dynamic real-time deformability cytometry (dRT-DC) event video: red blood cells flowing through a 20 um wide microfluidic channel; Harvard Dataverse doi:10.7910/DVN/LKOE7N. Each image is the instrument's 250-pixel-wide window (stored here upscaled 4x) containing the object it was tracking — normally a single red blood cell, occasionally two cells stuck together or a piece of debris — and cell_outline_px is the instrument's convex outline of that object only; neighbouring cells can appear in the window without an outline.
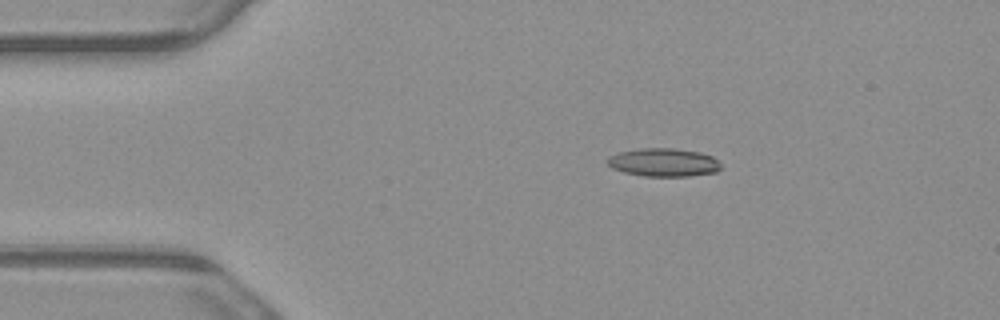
{"species": "common noctule bat (a hibernating species)", "species_latin": "Nyctalus noctula", "temperature_condition": "warm", "stored_images_in_passage": 6, "camera_frame_rate_fps": 3000, "um_per_image_px": 0.085, "animal": {"sex": "male", "body_mass_g": 23.1, "forearm_length_mm": 52.7}, "frame": {"image": 1, "passage_image": 3, "time_ms": 0.667, "image_size_px": [1000, 320], "cell_outline_px": [[720, 168], [716, 172], [688, 176], [644, 176], [624, 172], [612, 168], [604, 160], [608, 156], [620, 152], [636, 148], [672, 148], [700, 152], [712, 156], [720, 164]], "centroid_in_image_um": [56.36, 13.8], "position_along_channel_um": 28.6, "area_um2": 18.73}}
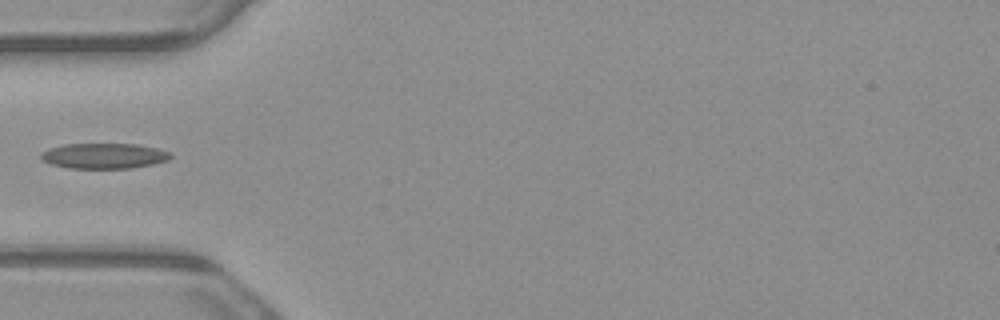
{"frame": {"image": 2, "passage_image": 5, "time_ms": 1.333, "image_size_px": [1000, 320], "cell_outline_px": [[172, 156], [168, 160], [152, 164], [128, 168], [72, 168], [52, 164], [44, 160], [40, 156], [40, 152], [48, 148], [64, 144], [136, 144], [156, 148], [168, 152]], "centroid_in_image_um": [8.81, 13.24], "position_along_channel_um": 76.2, "area_um2": 18.96}}
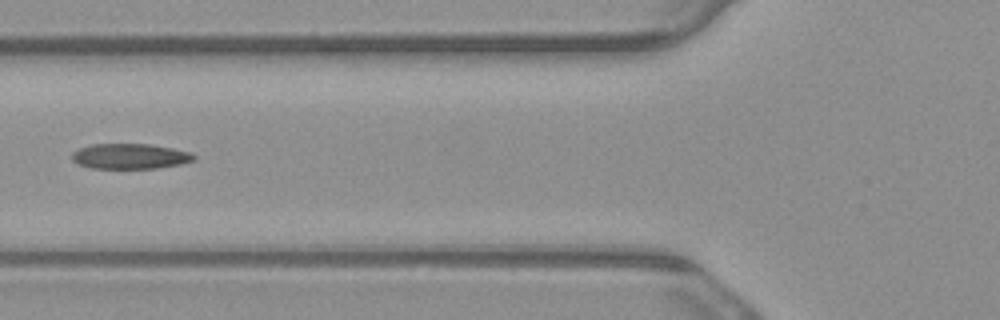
{"frame": {"image": 3, "passage_image": 6, "time_ms": 1.667, "image_size_px": [1000, 320], "cell_outline_px": [[196, 160], [180, 164], [156, 168], [92, 168], [76, 164], [72, 160], [72, 152], [80, 148], [92, 144], [148, 144], [172, 148], [192, 152], [196, 156]], "centroid_in_image_um": [11.06, 13.28], "position_along_channel_um": 114.7, "area_um2": 18.03}}